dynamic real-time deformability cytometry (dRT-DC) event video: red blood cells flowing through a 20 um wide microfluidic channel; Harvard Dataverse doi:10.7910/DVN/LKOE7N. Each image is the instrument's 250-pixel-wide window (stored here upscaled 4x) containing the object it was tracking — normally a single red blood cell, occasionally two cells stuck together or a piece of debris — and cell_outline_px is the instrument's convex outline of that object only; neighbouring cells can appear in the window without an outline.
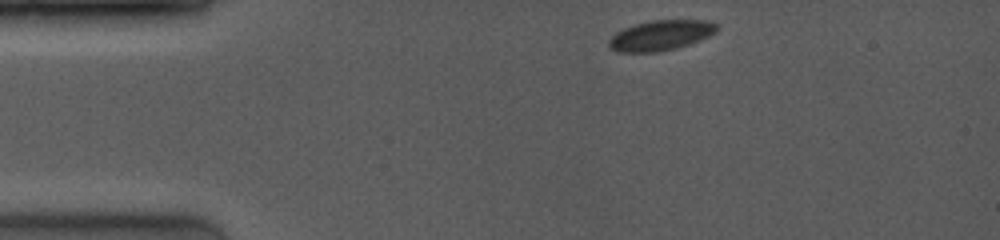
{"species": "common noctule bat (a hibernating species)", "species_latin": "Nyctalus noctula", "temperature_condition": "room temperature", "stored_images_in_passage": 35, "camera_frame_rate_fps": 4000, "um_per_image_px": 0.085, "animal": {"sex": "female", "body_mass_g": 19.0, "forearm_length_mm": 53.3}, "frame": {"image": 1, "passage_image": 1, "time_ms": 0.0, "image_size_px": [1000, 240], "cell_outline_px": [[720, 28], [716, 32], [700, 40], [676, 48], [656, 52], [616, 52], [608, 48], [608, 40], [616, 32], [632, 24], [652, 20], [708, 20], [716, 24]], "centroid_in_image_um": [56.13, 3.0], "position_along_channel_um": 28.9, "area_um2": 19.19}}
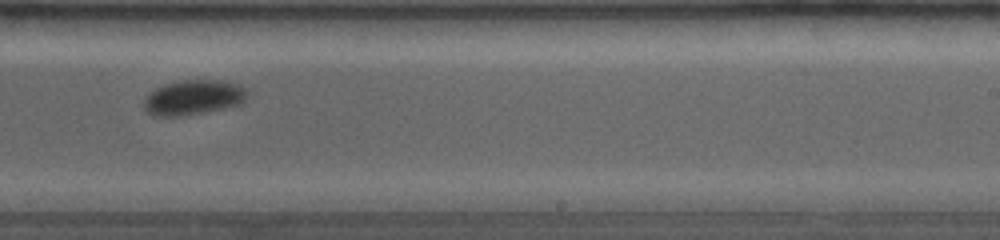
{"frame": {"image": 2, "passage_image": 22, "time_ms": 7.5, "image_size_px": [1000, 240], "cell_outline_px": [[248, 96], [240, 104], [224, 108], [180, 116], [156, 116], [148, 112], [144, 108], [144, 100], [156, 88], [164, 84], [184, 80], [220, 80], [240, 84], [244, 88]], "centroid_in_image_um": [16.46, 8.27], "position_along_channel_um": 272.5, "area_um2": 20.75}}
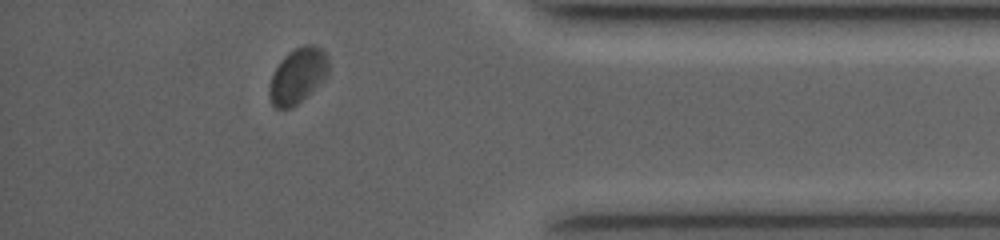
{"frame": {"image": 3, "passage_image": 32, "time_ms": 11.25, "image_size_px": [1000, 240], "cell_outline_px": [[328, 76], [292, 108], [276, 108], [272, 104], [268, 96], [268, 88], [272, 72], [284, 56], [296, 48], [304, 44], [316, 44], [328, 56]], "centroid_in_image_um": [25.29, 6.42], "position_along_channel_um": 409.9, "area_um2": 19.19}}